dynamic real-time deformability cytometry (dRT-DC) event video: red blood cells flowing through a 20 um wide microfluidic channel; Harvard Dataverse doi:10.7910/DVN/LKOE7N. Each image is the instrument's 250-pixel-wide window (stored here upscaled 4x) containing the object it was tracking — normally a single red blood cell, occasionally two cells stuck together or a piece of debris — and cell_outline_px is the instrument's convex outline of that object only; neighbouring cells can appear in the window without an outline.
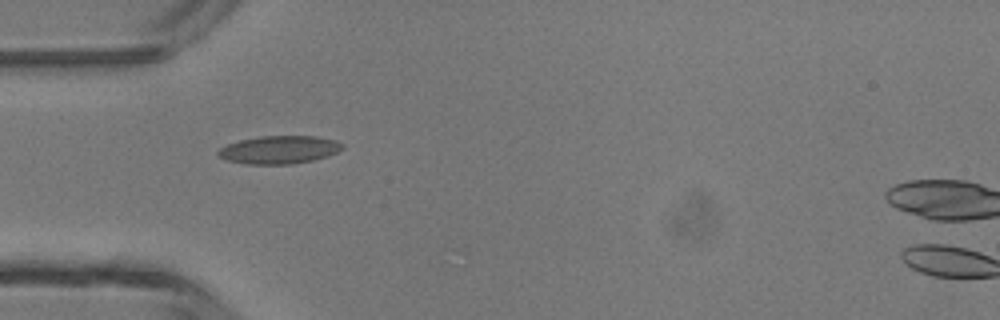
{"species": "common noctule bat (a hibernating species)", "species_latin": "Nyctalus noctula", "temperature_condition": "room temperature", "stored_images_in_passage": 34, "camera_frame_rate_fps": 3000, "um_per_image_px": 0.085, "animal": {"sex": "male", "body_mass_g": 13.3}, "frame": {"image": 1, "passage_image": 1, "time_ms": 0.0, "image_size_px": [1000, 320], "cell_outline_px": [[344, 148], [328, 156], [312, 160], [292, 164], [248, 164], [228, 160], [216, 156], [216, 152], [220, 148], [228, 144], [240, 140], [260, 136], [316, 136], [336, 140], [344, 144]], "centroid_in_image_um": [23.74, 12.72], "position_along_channel_um": 61.3, "area_um2": 20.29}}
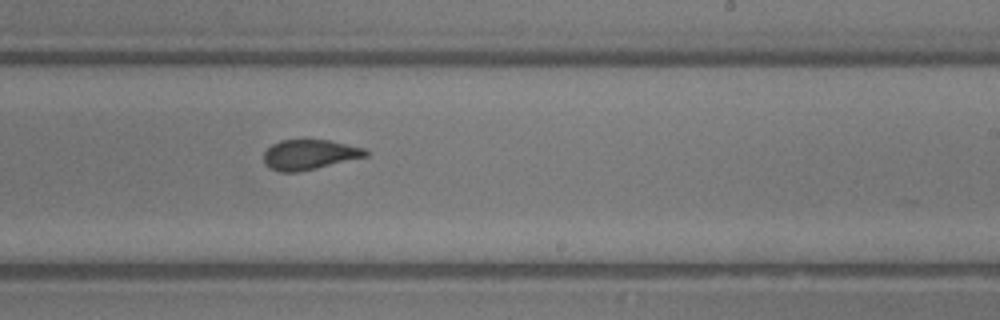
{"frame": {"image": 2, "passage_image": 15, "time_ms": 4.667, "image_size_px": [1000, 320], "cell_outline_px": [[368, 156], [300, 172], [280, 172], [268, 168], [264, 164], [264, 152], [272, 144], [280, 140], [328, 140], [368, 148]], "centroid_in_image_um": [26.31, 13.15], "position_along_channel_um": 262.7, "area_um2": 18.03}}
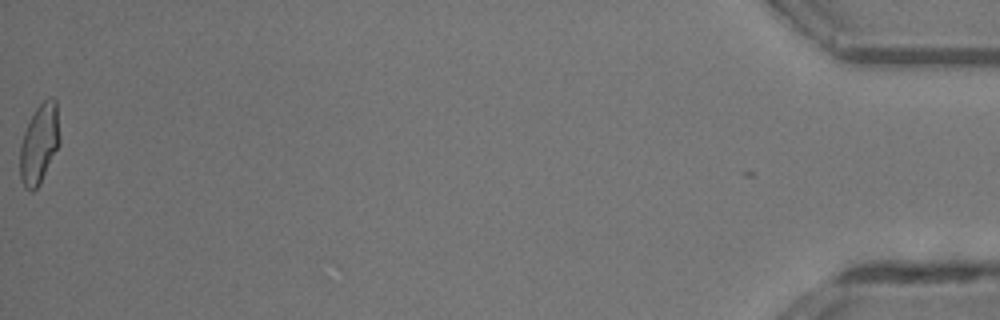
{"frame": {"image": 3, "passage_image": 34, "time_ms": 11.0, "image_size_px": [1000, 320], "cell_outline_px": [[60, 144], [40, 184], [32, 192], [24, 188], [20, 176], [20, 144], [24, 132], [36, 108], [48, 96], [52, 96], [56, 100], [60, 140]], "centroid_in_image_um": [3.35, 12.23], "position_along_channel_um": 431.9, "area_um2": 18.5}, "authors_computed_cell_mechanics": {"area_um2": 18.3226, "velocity_mm_per_s": 4.3555, "shape_relaxation_time_tau1_ms": 3.4143, "shape_relaxation_time_tau2_ms": 1.1218, "deformation_change_tau1": 0.1477, "deformation_change_tau2": 0.0848}}